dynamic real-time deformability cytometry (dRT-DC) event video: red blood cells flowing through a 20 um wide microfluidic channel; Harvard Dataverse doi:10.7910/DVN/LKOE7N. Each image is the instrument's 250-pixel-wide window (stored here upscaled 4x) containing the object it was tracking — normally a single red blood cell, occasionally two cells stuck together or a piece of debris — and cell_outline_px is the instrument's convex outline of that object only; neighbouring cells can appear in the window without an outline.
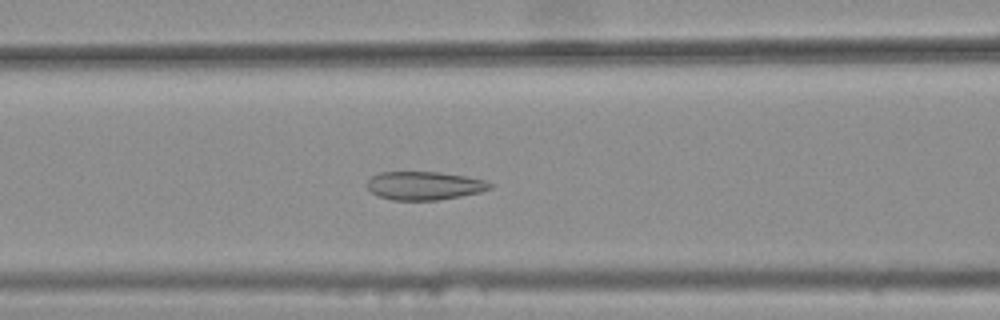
{"species": "common noctule bat (a hibernating species)", "species_latin": "Nyctalus noctula", "temperature_condition": "warm", "stored_images_in_passage": 45, "camera_frame_rate_fps": 3000, "um_per_image_px": 0.085, "animal": {"sex": "female", "body_mass_g": 25.1}, "frame": {"image": 1, "passage_image": 22, "time_ms": 7.0, "image_size_px": [1000, 320], "cell_outline_px": [[492, 188], [480, 192], [440, 200], [392, 200], [376, 196], [364, 184], [372, 176], [380, 172], [440, 172], [464, 176], [484, 180], [492, 184]], "centroid_in_image_um": [36.03, 15.78], "position_along_channel_um": 130.6, "area_um2": 20.4}}
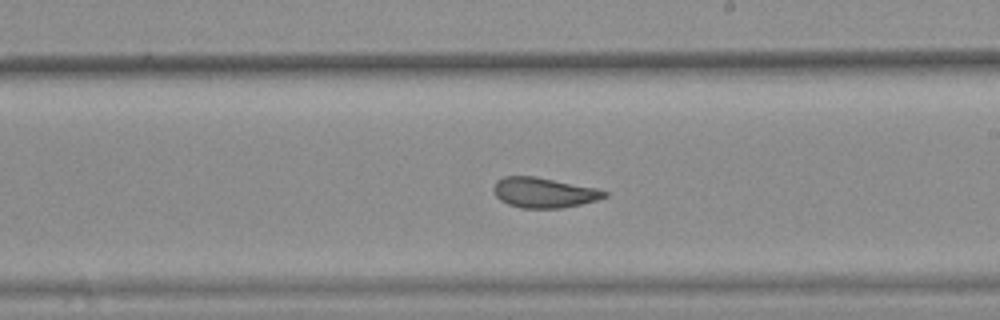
{"frame": {"image": 2, "passage_image": 31, "time_ms": 10.0, "image_size_px": [1000, 320], "cell_outline_px": [[608, 196], [596, 200], [580, 204], [560, 208], [520, 208], [508, 204], [500, 200], [496, 196], [492, 188], [496, 180], [504, 176], [536, 176], [596, 188], [608, 192]], "centroid_in_image_um": [46.2, 16.36], "position_along_channel_um": 242.8, "area_um2": 19.54}}
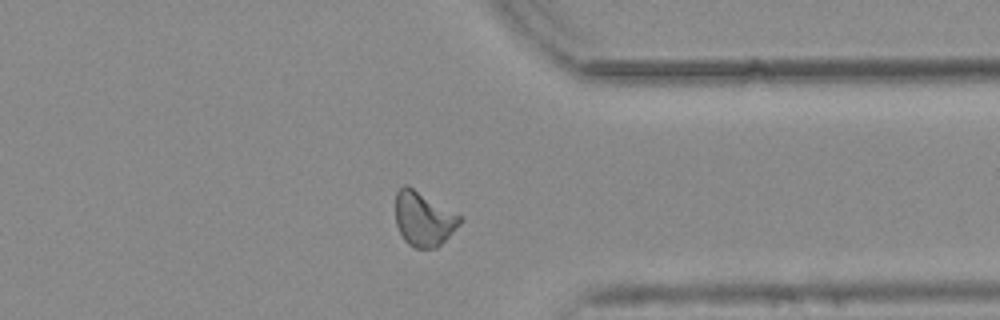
{"frame": {"image": 3, "passage_image": 42, "time_ms": 13.667, "image_size_px": [1000, 320], "cell_outline_px": [[464, 216], [460, 224], [436, 248], [416, 248], [408, 244], [404, 240], [396, 224], [396, 192], [404, 184], [408, 184]], "centroid_in_image_um": [36.02, 18.57], "position_along_channel_um": 375.4, "area_um2": 20.63}, "authors_computed_cell_mechanics": {"area_um2": 20.6346, "velocity_mm_per_s": 3.7519, "shape_relaxation_time_tau1_ms": null, "shape_relaxation_time_tau2_ms": 0.9937, "deformation_change_tau1": null, "deformation_change_tau2": 0.0565}}